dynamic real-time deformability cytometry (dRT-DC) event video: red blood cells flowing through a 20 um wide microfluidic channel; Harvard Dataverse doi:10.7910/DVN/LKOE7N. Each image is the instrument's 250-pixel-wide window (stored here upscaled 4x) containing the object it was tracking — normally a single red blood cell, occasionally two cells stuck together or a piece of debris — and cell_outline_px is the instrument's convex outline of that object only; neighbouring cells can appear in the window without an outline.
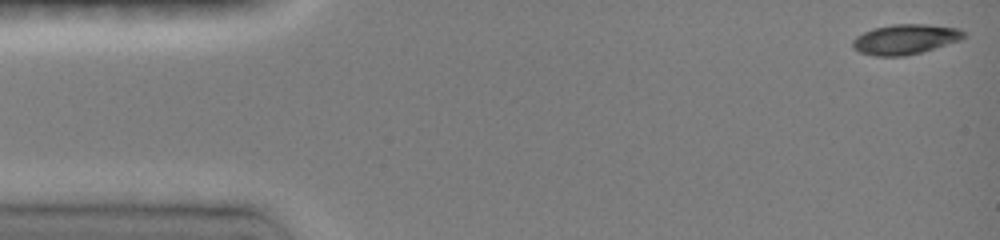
{"species": "common noctule bat (a hibernating species)", "species_latin": "Nyctalus noctula", "temperature_condition": "room temperature", "stored_images_in_passage": 45, "camera_frame_rate_fps": 3000, "um_per_image_px": 0.085, "animal": {"sex": "female", "body_mass_g": 19.0, "forearm_length_mm": 51.5}, "frame": {"image": 1, "passage_image": 1, "time_ms": 0.0, "image_size_px": [1000, 240], "cell_outline_px": [[968, 36], [960, 40], [920, 52], [904, 56], [876, 56], [860, 52], [852, 48], [852, 40], [856, 36], [872, 28], [896, 24], [928, 24], [960, 28]], "centroid_in_image_um": [76.94, 3.33], "position_along_channel_um": 8.1, "area_um2": 19.48}}
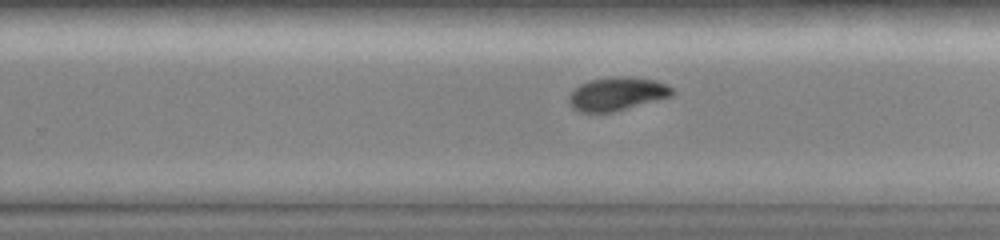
{"frame": {"image": 2, "passage_image": 30, "time_ms": 9.667, "image_size_px": [1000, 240], "cell_outline_px": [[672, 96], [612, 112], [580, 112], [572, 108], [568, 100], [568, 96], [580, 84], [592, 80], [612, 76], [628, 76], [656, 80], [672, 88]], "centroid_in_image_um": [52.42, 7.97], "position_along_channel_um": 277.4, "area_um2": 19.88}}
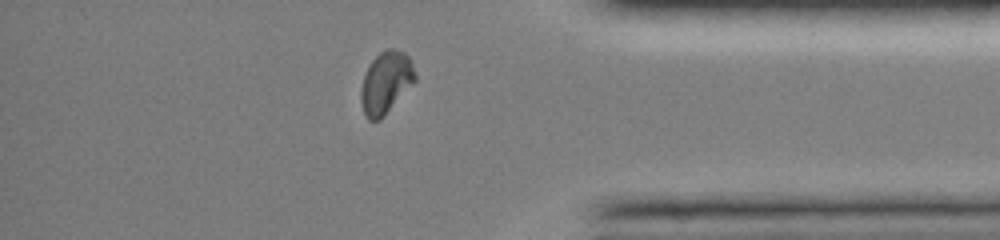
{"frame": {"image": 3, "passage_image": 40, "time_ms": 13.0, "image_size_px": [1000, 240], "cell_outline_px": [[416, 80], [380, 120], [368, 120], [364, 116], [360, 100], [360, 92], [364, 76], [372, 60], [380, 52], [388, 48], [396, 48], [404, 52], [412, 60], [416, 76]], "centroid_in_image_um": [32.8, 7.01], "position_along_channel_um": 402.4, "area_um2": 19.59}, "authors_computed_cell_mechanics": {"area_um2": 19.7676, "velocity_mm_per_s": 4.0156, "shape_relaxation_time_tau1_ms": 4.441, "shape_relaxation_time_tau2_ms": 3.6752, "deformation_change_tau1": 0.161, "deformation_change_tau2": 0.0347}}